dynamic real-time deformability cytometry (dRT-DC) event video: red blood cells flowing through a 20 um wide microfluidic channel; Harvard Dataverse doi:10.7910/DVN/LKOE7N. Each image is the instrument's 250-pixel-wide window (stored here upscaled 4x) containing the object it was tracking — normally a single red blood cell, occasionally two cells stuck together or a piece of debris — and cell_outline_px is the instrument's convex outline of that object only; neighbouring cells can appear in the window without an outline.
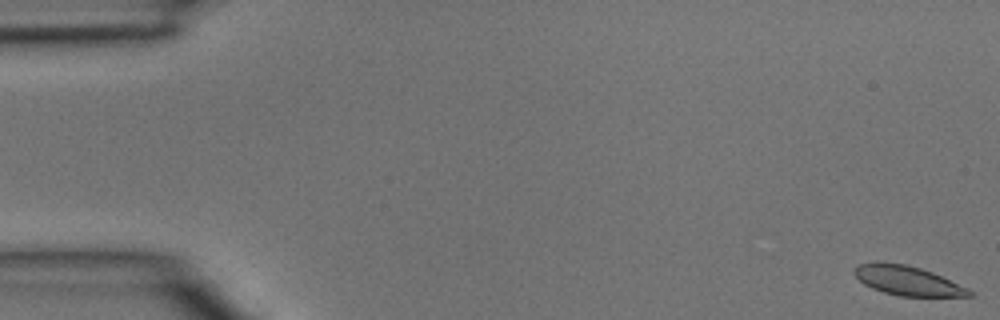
{"species": "common noctule bat (a hibernating species)", "species_latin": "Nyctalus noctula", "temperature_condition": "room temperature", "stored_images_in_passage": 47, "camera_frame_rate_fps": 3000, "um_per_image_px": 0.085, "animal": {"sex": "male", "body_mass_g": 15.6}, "frame": {"image": 1, "passage_image": 1, "time_ms": 0.0, "image_size_px": [1000, 320], "cell_outline_px": [[976, 296], [900, 296], [884, 292], [872, 288], [864, 284], [852, 272], [852, 268], [856, 264], [880, 260], [904, 264], [920, 268], [932, 272], [968, 288]], "centroid_in_image_um": [77.08, 23.82], "position_along_channel_um": 7.9, "area_um2": 19.88}}
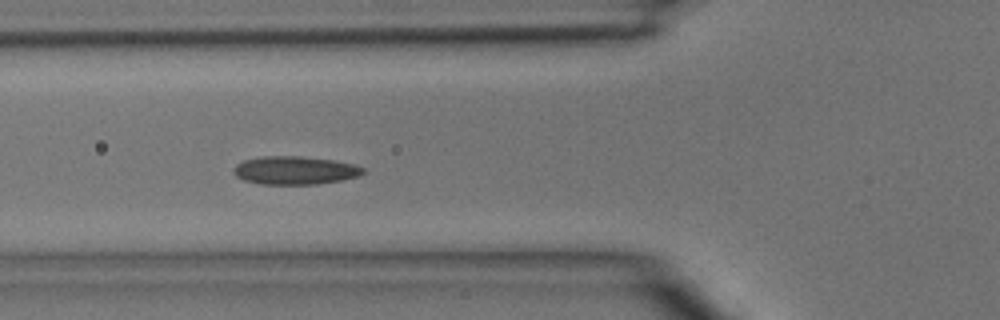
{"frame": {"image": 2, "passage_image": 17, "time_ms": 5.333, "image_size_px": [1000, 320], "cell_outline_px": [[364, 172], [360, 176], [340, 180], [316, 184], [260, 184], [244, 180], [236, 176], [232, 172], [236, 164], [244, 160], [264, 156], [300, 156], [332, 160], [356, 164], [364, 168]], "centroid_in_image_um": [25.07, 14.48], "position_along_channel_um": 100.7, "area_um2": 21.27}}
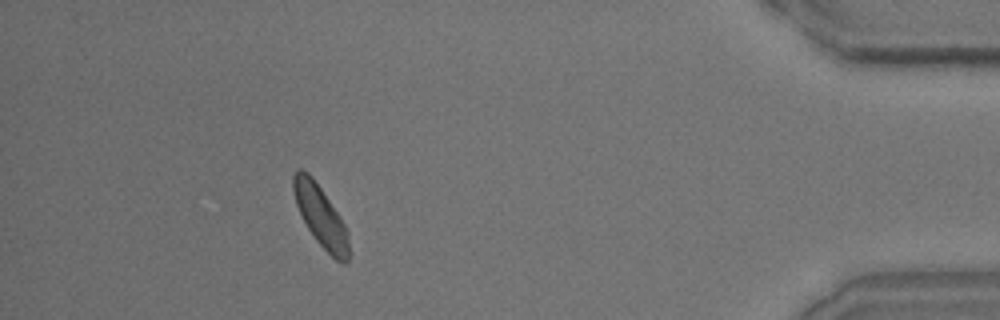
{"frame": {"image": 3, "passage_image": 42, "time_ms": 13.667, "image_size_px": [1000, 320], "cell_outline_px": [[348, 264], [344, 264], [336, 260], [316, 240], [308, 228], [296, 204], [292, 188], [292, 176], [296, 168], [300, 168], [308, 172], [312, 176], [340, 216], [348, 232]], "centroid_in_image_um": [27.24, 18.33], "position_along_channel_um": 408.0, "area_um2": 19.54}}